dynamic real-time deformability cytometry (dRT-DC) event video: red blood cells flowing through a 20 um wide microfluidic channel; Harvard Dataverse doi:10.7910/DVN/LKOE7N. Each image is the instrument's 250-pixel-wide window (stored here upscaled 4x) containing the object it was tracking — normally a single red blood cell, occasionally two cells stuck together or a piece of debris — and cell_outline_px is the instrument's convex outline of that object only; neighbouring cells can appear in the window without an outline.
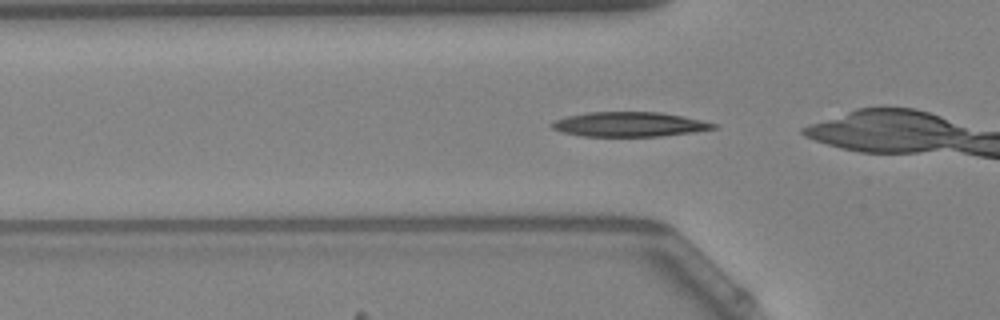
{"species": "Egyptian fruit bat (a non-hibernating species)", "species_latin": "Rousettus aegyptiacus", "temperature_condition": "warm", "stored_images_in_passage": 37, "camera_frame_rate_fps": 3000, "um_per_image_px": 0.085, "animal": {"sex": "female"}, "frame": {"image": 1, "passage_image": 12, "time_ms": 3.667, "image_size_px": [1000, 320], "cell_outline_px": [[716, 128], [692, 132], [660, 136], [580, 136], [564, 132], [552, 128], [552, 124], [556, 120], [568, 116], [588, 112], [660, 112], [700, 120], [716, 124]], "centroid_in_image_um": [53.48, 10.57], "position_along_channel_um": 72.3, "area_um2": 22.77}}
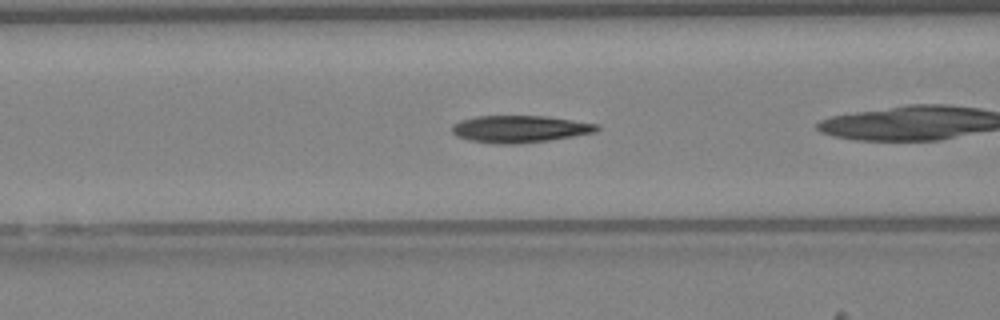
{"frame": {"image": 2, "passage_image": 16, "time_ms": 5.0, "image_size_px": [1000, 320], "cell_outline_px": [[600, 128], [596, 132], [548, 140], [516, 144], [500, 144], [468, 140], [456, 136], [452, 132], [452, 124], [460, 120], [476, 116], [548, 116], [600, 124]], "centroid_in_image_um": [44.18, 10.95], "position_along_channel_um": 122.4, "area_um2": 22.95}}